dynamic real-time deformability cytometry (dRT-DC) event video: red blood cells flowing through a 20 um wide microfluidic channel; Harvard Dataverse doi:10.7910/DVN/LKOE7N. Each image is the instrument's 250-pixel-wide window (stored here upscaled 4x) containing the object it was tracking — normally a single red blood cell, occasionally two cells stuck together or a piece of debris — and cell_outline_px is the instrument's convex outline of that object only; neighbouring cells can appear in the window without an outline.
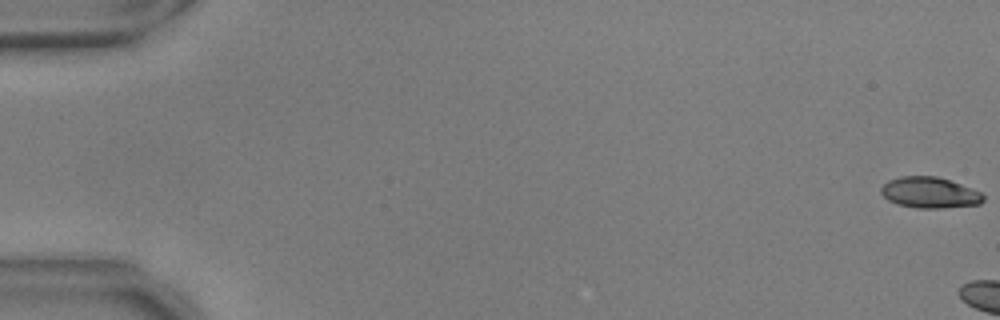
{"species": "common noctule bat (a hibernating species)", "species_latin": "Nyctalus noctula", "temperature_condition": "warm", "stored_images_in_passage": 5, "camera_frame_rate_fps": 3000, "um_per_image_px": 0.085, "animal": {"sex": "male", "body_mass_g": 17.9, "forearm_length_mm": 54.2}, "frame": {"image": 1, "passage_image": 1, "time_ms": 0.0, "image_size_px": [1000, 320], "cell_outline_px": [[984, 200], [980, 204], [944, 208], [916, 208], [896, 204], [888, 200], [880, 192], [880, 188], [888, 180], [900, 176], [936, 176], [960, 184], [980, 192], [984, 196]], "centroid_in_image_um": [78.99, 16.38], "position_along_channel_um": 6.0, "area_um2": 18.44}}